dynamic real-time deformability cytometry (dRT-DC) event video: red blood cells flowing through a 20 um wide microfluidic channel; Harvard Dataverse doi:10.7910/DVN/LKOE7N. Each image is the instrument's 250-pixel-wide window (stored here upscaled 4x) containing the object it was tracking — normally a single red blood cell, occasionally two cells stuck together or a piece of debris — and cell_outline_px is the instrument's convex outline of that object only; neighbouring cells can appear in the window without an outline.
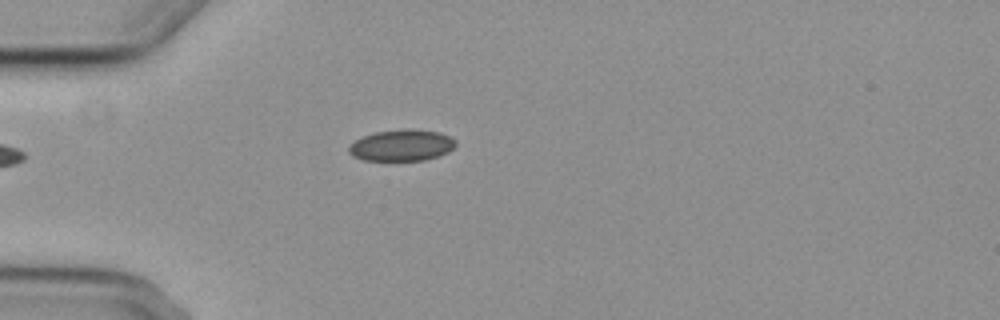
{"species": "common noctule bat (a hibernating species)", "species_latin": "Nyctalus noctula", "temperature_condition": "cold", "stored_images_in_passage": 3, "camera_frame_rate_fps": 3000, "um_per_image_px": 0.085, "animal": {"sex": "female", "body_mass_g": 29.2, "forearm_length_mm": 56.3}, "frame": {"image": 1, "passage_image": 3, "time_ms": 2.333, "image_size_px": [1000, 320], "cell_outline_px": [[456, 144], [448, 152], [424, 160], [364, 160], [352, 156], [348, 152], [348, 148], [356, 140], [364, 136], [376, 132], [404, 128], [408, 128], [440, 132], [456, 140]], "centroid_in_image_um": [34.14, 12.34], "position_along_channel_um": 50.9, "area_um2": 19.42}}